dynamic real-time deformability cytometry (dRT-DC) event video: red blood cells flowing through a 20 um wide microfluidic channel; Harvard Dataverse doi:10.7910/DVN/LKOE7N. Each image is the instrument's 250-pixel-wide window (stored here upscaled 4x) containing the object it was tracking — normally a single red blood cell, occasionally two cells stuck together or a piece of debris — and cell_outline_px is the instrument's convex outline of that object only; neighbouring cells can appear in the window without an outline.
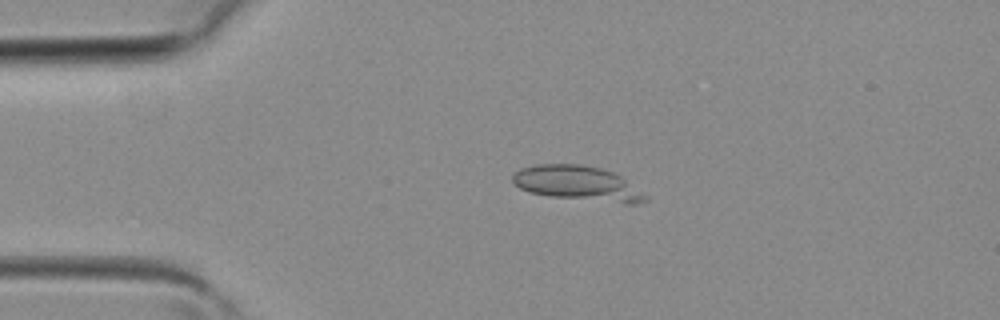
{"species": "common noctule bat (a hibernating species)", "species_latin": "Nyctalus noctula", "temperature_condition": "room temperature", "stored_images_in_passage": 3, "camera_frame_rate_fps": 3000, "um_per_image_px": 0.085, "animal": {"sex": "female", "body_mass_g": 19.3, "forearm_length_mm": 54.1}, "frame": {"image": 1, "passage_image": 2, "time_ms": 0.333, "image_size_px": [1000, 320], "cell_outline_px": [[648, 200], [636, 204], [624, 204], [548, 196], [528, 192], [520, 188], [512, 180], [512, 172], [520, 168], [536, 164], [580, 164], [600, 168], [612, 172], [620, 176], [648, 196]], "centroid_in_image_um": [49.09, 15.59], "position_along_channel_um": 35.9, "area_um2": 27.11}}